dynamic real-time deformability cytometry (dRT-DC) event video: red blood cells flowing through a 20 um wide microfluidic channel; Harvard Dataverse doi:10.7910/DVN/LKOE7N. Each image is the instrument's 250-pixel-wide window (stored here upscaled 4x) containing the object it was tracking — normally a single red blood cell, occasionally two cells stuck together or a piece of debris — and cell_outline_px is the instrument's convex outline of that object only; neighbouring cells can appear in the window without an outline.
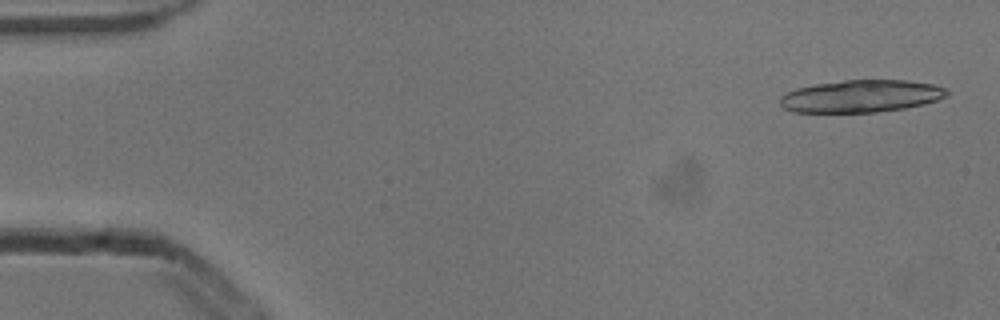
{"species": "common noctule bat (a hibernating species)", "species_latin": "Nyctalus noctula", "temperature_condition": "cold", "stored_images_in_passage": 20, "camera_frame_rate_fps": 3000, "um_per_image_px": 0.085, "animal": {"sex": "male", "body_mass_g": 13.3}, "frame": {"image": 1, "passage_image": 2, "time_ms": 0.333, "image_size_px": [1000, 320], "cell_outline_px": [[948, 92], [944, 96], [936, 100], [924, 104], [904, 108], [876, 112], [792, 112], [784, 108], [780, 104], [780, 96], [796, 88], [816, 84], [844, 80], [904, 80], [932, 84], [948, 88]], "centroid_in_image_um": [73.17, 8.17], "position_along_channel_um": 11.8, "area_um2": 31.33}}